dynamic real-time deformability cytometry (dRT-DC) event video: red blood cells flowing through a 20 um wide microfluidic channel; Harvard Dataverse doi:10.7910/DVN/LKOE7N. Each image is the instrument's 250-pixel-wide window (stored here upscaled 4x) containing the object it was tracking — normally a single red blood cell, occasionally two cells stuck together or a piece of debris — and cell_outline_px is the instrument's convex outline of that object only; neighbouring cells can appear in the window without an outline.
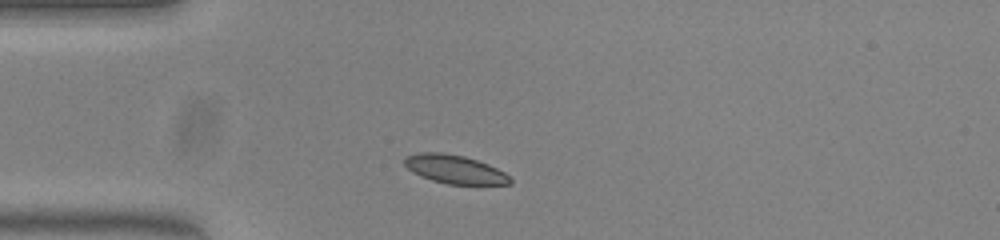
{"species": "common noctule bat (a hibernating species)", "species_latin": "Nyctalus noctula", "temperature_condition": "warm", "stored_images_in_passage": 33, "camera_frame_rate_fps": 3000, "um_per_image_px": 0.085, "animal": {"sex": "female", "body_mass_g": 23.0, "forearm_length_mm": 53.4}, "frame": {"image": 1, "passage_image": 1, "time_ms": 0.0, "image_size_px": [1000, 240], "cell_outline_px": [[512, 184], [448, 184], [432, 180], [420, 176], [412, 172], [404, 164], [404, 156], [416, 152], [444, 152], [464, 156], [488, 164], [504, 172], [512, 180]], "centroid_in_image_um": [38.61, 14.37], "position_along_channel_um": 46.4, "area_um2": 17.63}}
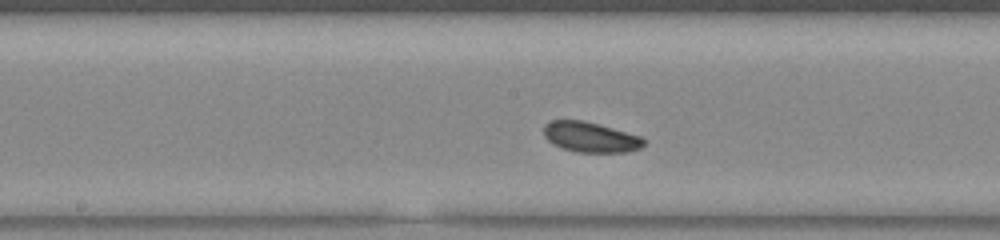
{"frame": {"image": 2, "passage_image": 14, "time_ms": 4.333, "image_size_px": [1000, 240], "cell_outline_px": [[644, 144], [640, 148], [628, 152], [576, 152], [560, 148], [552, 144], [544, 136], [544, 124], [552, 120], [584, 120], [640, 136], [644, 140]], "centroid_in_image_um": [50.15, 11.66], "position_along_channel_um": 198.1, "area_um2": 17.63}}
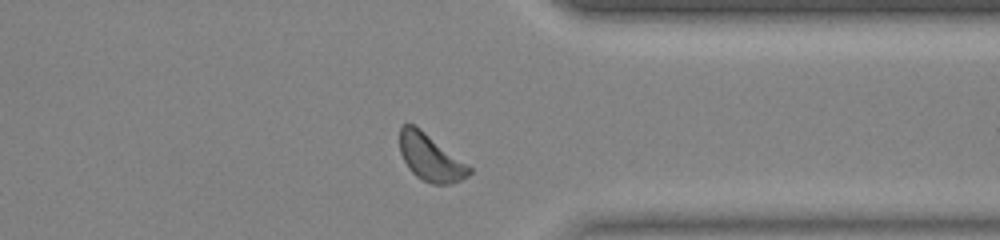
{"frame": {"image": 3, "passage_image": 28, "time_ms": 9.0, "image_size_px": [1000, 240], "cell_outline_px": [[472, 172], [468, 176], [452, 184], [432, 184], [416, 176], [408, 168], [400, 152], [400, 128], [404, 124], [412, 124], [420, 128], [472, 168]], "centroid_in_image_um": [36.59, 13.4], "position_along_channel_um": 374.8, "area_um2": 18.73}, "authors_computed_cell_mechanics": {"area_um2": 18.0914, "velocity_mm_per_s": 3.8879, "shape_relaxation_time_tau1_ms": 1.2517, "shape_relaxation_time_tau2_ms": 3.102, "deformation_change_tau1": 0.0733, "deformation_change_tau2": 0.0806}}